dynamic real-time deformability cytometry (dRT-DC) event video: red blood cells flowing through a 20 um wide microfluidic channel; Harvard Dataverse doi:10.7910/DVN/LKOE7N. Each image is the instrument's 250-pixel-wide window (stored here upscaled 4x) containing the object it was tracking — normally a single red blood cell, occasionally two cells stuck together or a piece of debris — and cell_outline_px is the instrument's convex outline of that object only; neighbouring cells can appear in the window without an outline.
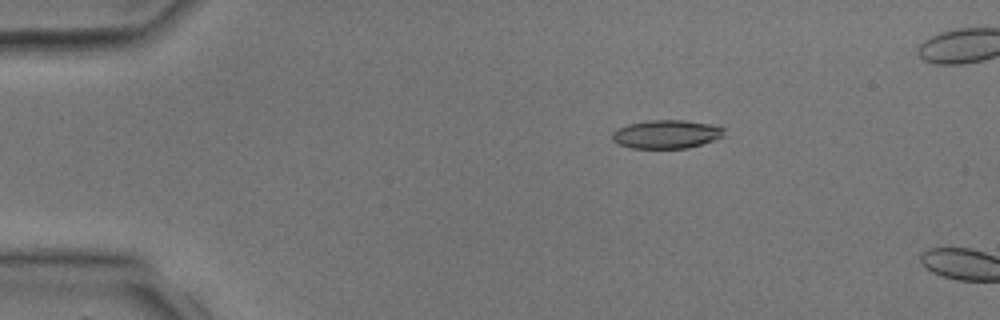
{"species": "common noctule bat (a hibernating species)", "species_latin": "Nyctalus noctula", "temperature_condition": "room temperature", "stored_images_in_passage": 3, "camera_frame_rate_fps": 3000, "um_per_image_px": 0.085, "animal": {"sex": "male", "body_mass_g": 17.9, "forearm_length_mm": 54.2}, "frame": {"image": 1, "passage_image": 2, "time_ms": 1.333, "image_size_px": [1000, 320], "cell_outline_px": [[724, 136], [688, 148], [632, 148], [616, 144], [612, 140], [612, 132], [616, 128], [628, 124], [648, 120], [684, 120], [716, 124], [724, 128]], "centroid_in_image_um": [56.62, 11.4], "position_along_channel_um": 28.4, "area_um2": 18.79}}